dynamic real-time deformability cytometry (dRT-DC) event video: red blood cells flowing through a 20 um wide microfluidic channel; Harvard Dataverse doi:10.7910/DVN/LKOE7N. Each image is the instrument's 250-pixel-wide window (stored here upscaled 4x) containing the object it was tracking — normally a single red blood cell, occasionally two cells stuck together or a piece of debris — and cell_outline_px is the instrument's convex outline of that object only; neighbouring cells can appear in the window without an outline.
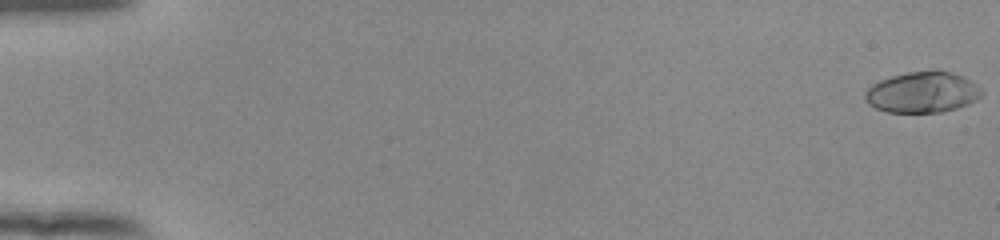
{"species": "human", "species_latin": "Homo sapiens", "temperature_condition": "room temperature", "stored_images_in_passage": 54, "camera_frame_rate_fps": 3000, "um_per_image_px": 0.085, "donor": {"sex": "female"}, "frame": {"image": 1, "passage_image": 1, "time_ms": 0.0, "image_size_px": [1000, 240], "cell_outline_px": [[984, 92], [976, 100], [968, 104], [944, 112], [888, 112], [876, 108], [868, 104], [864, 96], [864, 92], [872, 84], [880, 80], [892, 76], [908, 72], [952, 72], [964, 76], [980, 88]], "centroid_in_image_um": [78.4, 7.86], "position_along_channel_um": 6.6, "area_um2": 27.51}}
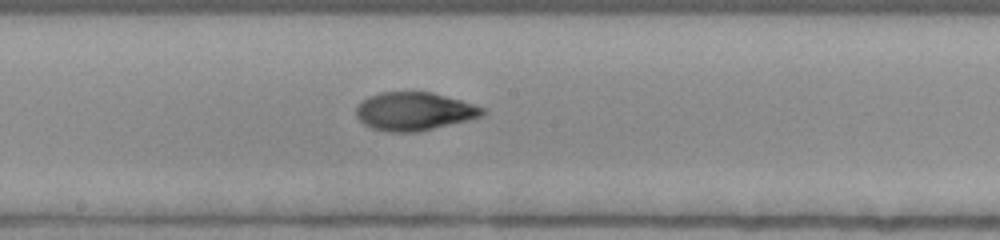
{"frame": {"image": 2, "passage_image": 31, "time_ms": 10.0, "image_size_px": [1000, 240], "cell_outline_px": [[488, 112], [484, 116], [468, 120], [416, 132], [388, 132], [372, 128], [364, 124], [356, 116], [356, 108], [368, 96], [380, 92], [432, 92], [460, 100], [484, 108]], "centroid_in_image_um": [35.22, 9.46], "position_along_channel_um": 213.0, "area_um2": 28.03}}
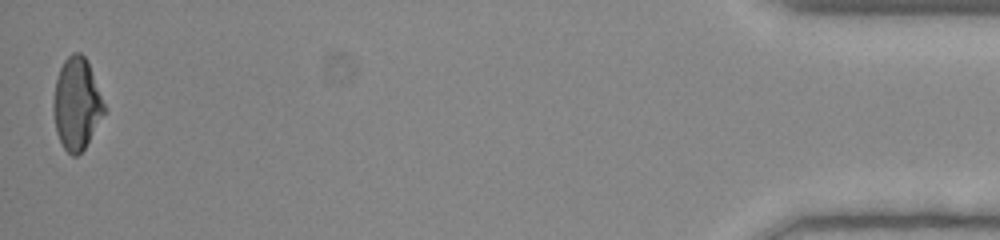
{"frame": {"image": 3, "passage_image": 54, "time_ms": 17.667, "image_size_px": [1000, 240], "cell_outline_px": [[108, 108], [84, 148], [76, 156], [72, 156], [64, 148], [56, 132], [52, 108], [52, 104], [56, 80], [60, 68], [64, 60], [72, 52], [80, 52], [88, 60]], "centroid_in_image_um": [6.54, 8.79], "position_along_channel_um": 428.7, "area_um2": 27.57}, "authors_computed_cell_mechanics": {"area_um2": 27.744, "velocity_mm_per_s": 3.923, "shape_relaxation_time_tau1_ms": 4.8553, "shape_relaxation_time_tau2_ms": 1.0977, "deformation_change_tau1": 0.2095, "deformation_change_tau2": 0.051}}